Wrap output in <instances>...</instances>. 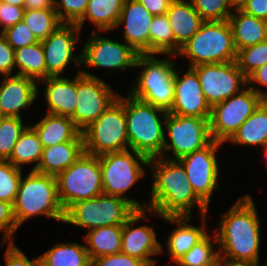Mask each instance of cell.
I'll return each mask as SVG.
<instances>
[{
  "label": "cell",
  "instance_id": "46",
  "mask_svg": "<svg viewBox=\"0 0 267 266\" xmlns=\"http://www.w3.org/2000/svg\"><path fill=\"white\" fill-rule=\"evenodd\" d=\"M15 66V50L0 34V74L10 76Z\"/></svg>",
  "mask_w": 267,
  "mask_h": 266
},
{
  "label": "cell",
  "instance_id": "53",
  "mask_svg": "<svg viewBox=\"0 0 267 266\" xmlns=\"http://www.w3.org/2000/svg\"><path fill=\"white\" fill-rule=\"evenodd\" d=\"M223 260L221 259L220 255H218L212 262L203 263L196 266H223Z\"/></svg>",
  "mask_w": 267,
  "mask_h": 266
},
{
  "label": "cell",
  "instance_id": "14",
  "mask_svg": "<svg viewBox=\"0 0 267 266\" xmlns=\"http://www.w3.org/2000/svg\"><path fill=\"white\" fill-rule=\"evenodd\" d=\"M192 68L199 77L202 91L211 108L239 93L247 85V78L236 61L201 64Z\"/></svg>",
  "mask_w": 267,
  "mask_h": 266
},
{
  "label": "cell",
  "instance_id": "28",
  "mask_svg": "<svg viewBox=\"0 0 267 266\" xmlns=\"http://www.w3.org/2000/svg\"><path fill=\"white\" fill-rule=\"evenodd\" d=\"M125 0H89L86 13L76 23L82 29L86 20L97 27L98 31L115 29L120 19Z\"/></svg>",
  "mask_w": 267,
  "mask_h": 266
},
{
  "label": "cell",
  "instance_id": "42",
  "mask_svg": "<svg viewBox=\"0 0 267 266\" xmlns=\"http://www.w3.org/2000/svg\"><path fill=\"white\" fill-rule=\"evenodd\" d=\"M1 34L14 50L39 42L23 21L17 22L13 27L7 28Z\"/></svg>",
  "mask_w": 267,
  "mask_h": 266
},
{
  "label": "cell",
  "instance_id": "50",
  "mask_svg": "<svg viewBox=\"0 0 267 266\" xmlns=\"http://www.w3.org/2000/svg\"><path fill=\"white\" fill-rule=\"evenodd\" d=\"M253 83H258L267 87V63L255 70L248 78L247 84L252 85ZM265 99H267V91L265 92Z\"/></svg>",
  "mask_w": 267,
  "mask_h": 266
},
{
  "label": "cell",
  "instance_id": "9",
  "mask_svg": "<svg viewBox=\"0 0 267 266\" xmlns=\"http://www.w3.org/2000/svg\"><path fill=\"white\" fill-rule=\"evenodd\" d=\"M85 152L102 155L128 150L124 96L119 95L105 112L82 131Z\"/></svg>",
  "mask_w": 267,
  "mask_h": 266
},
{
  "label": "cell",
  "instance_id": "57",
  "mask_svg": "<svg viewBox=\"0 0 267 266\" xmlns=\"http://www.w3.org/2000/svg\"><path fill=\"white\" fill-rule=\"evenodd\" d=\"M263 149H265L264 151V155H265V157L267 158V146H265ZM267 160V159H266Z\"/></svg>",
  "mask_w": 267,
  "mask_h": 266
},
{
  "label": "cell",
  "instance_id": "24",
  "mask_svg": "<svg viewBox=\"0 0 267 266\" xmlns=\"http://www.w3.org/2000/svg\"><path fill=\"white\" fill-rule=\"evenodd\" d=\"M45 83L43 96L47 102V113L71 117L76 109L77 92L76 77L69 78L48 77L40 80Z\"/></svg>",
  "mask_w": 267,
  "mask_h": 266
},
{
  "label": "cell",
  "instance_id": "47",
  "mask_svg": "<svg viewBox=\"0 0 267 266\" xmlns=\"http://www.w3.org/2000/svg\"><path fill=\"white\" fill-rule=\"evenodd\" d=\"M5 259L6 266H40L39 256L36 259L29 260L14 242H9Z\"/></svg>",
  "mask_w": 267,
  "mask_h": 266
},
{
  "label": "cell",
  "instance_id": "51",
  "mask_svg": "<svg viewBox=\"0 0 267 266\" xmlns=\"http://www.w3.org/2000/svg\"><path fill=\"white\" fill-rule=\"evenodd\" d=\"M25 9H47L55 7V0H25Z\"/></svg>",
  "mask_w": 267,
  "mask_h": 266
},
{
  "label": "cell",
  "instance_id": "32",
  "mask_svg": "<svg viewBox=\"0 0 267 266\" xmlns=\"http://www.w3.org/2000/svg\"><path fill=\"white\" fill-rule=\"evenodd\" d=\"M43 149L37 132L30 125L20 135L7 161L20 169H22V164L35 163L36 166L32 167V170H35L38 167Z\"/></svg>",
  "mask_w": 267,
  "mask_h": 266
},
{
  "label": "cell",
  "instance_id": "54",
  "mask_svg": "<svg viewBox=\"0 0 267 266\" xmlns=\"http://www.w3.org/2000/svg\"><path fill=\"white\" fill-rule=\"evenodd\" d=\"M247 0H229L232 10L241 9V7L246 3Z\"/></svg>",
  "mask_w": 267,
  "mask_h": 266
},
{
  "label": "cell",
  "instance_id": "7",
  "mask_svg": "<svg viewBox=\"0 0 267 266\" xmlns=\"http://www.w3.org/2000/svg\"><path fill=\"white\" fill-rule=\"evenodd\" d=\"M148 163V157L132 149L99 155L103 194L124 198L136 210L146 209V205L123 194L144 176L143 167Z\"/></svg>",
  "mask_w": 267,
  "mask_h": 266
},
{
  "label": "cell",
  "instance_id": "40",
  "mask_svg": "<svg viewBox=\"0 0 267 266\" xmlns=\"http://www.w3.org/2000/svg\"><path fill=\"white\" fill-rule=\"evenodd\" d=\"M189 1L204 21H225L232 14L229 0Z\"/></svg>",
  "mask_w": 267,
  "mask_h": 266
},
{
  "label": "cell",
  "instance_id": "30",
  "mask_svg": "<svg viewBox=\"0 0 267 266\" xmlns=\"http://www.w3.org/2000/svg\"><path fill=\"white\" fill-rule=\"evenodd\" d=\"M123 225L98 227L89 230L84 241L90 259L121 252Z\"/></svg>",
  "mask_w": 267,
  "mask_h": 266
},
{
  "label": "cell",
  "instance_id": "19",
  "mask_svg": "<svg viewBox=\"0 0 267 266\" xmlns=\"http://www.w3.org/2000/svg\"><path fill=\"white\" fill-rule=\"evenodd\" d=\"M174 115L210 118L208 104L196 71L189 67L182 77L175 70L174 103L168 112Z\"/></svg>",
  "mask_w": 267,
  "mask_h": 266
},
{
  "label": "cell",
  "instance_id": "13",
  "mask_svg": "<svg viewBox=\"0 0 267 266\" xmlns=\"http://www.w3.org/2000/svg\"><path fill=\"white\" fill-rule=\"evenodd\" d=\"M209 119L167 113L163 123L171 143L167 142L165 134L161 157L166 158V152L170 153L171 151L174 160H179L183 156L207 146L212 141Z\"/></svg>",
  "mask_w": 267,
  "mask_h": 266
},
{
  "label": "cell",
  "instance_id": "31",
  "mask_svg": "<svg viewBox=\"0 0 267 266\" xmlns=\"http://www.w3.org/2000/svg\"><path fill=\"white\" fill-rule=\"evenodd\" d=\"M42 266H88L91 259L85 245L60 243L39 256Z\"/></svg>",
  "mask_w": 267,
  "mask_h": 266
},
{
  "label": "cell",
  "instance_id": "33",
  "mask_svg": "<svg viewBox=\"0 0 267 266\" xmlns=\"http://www.w3.org/2000/svg\"><path fill=\"white\" fill-rule=\"evenodd\" d=\"M15 65L20 70L17 75L40 82L46 79V65L41 42L15 50Z\"/></svg>",
  "mask_w": 267,
  "mask_h": 266
},
{
  "label": "cell",
  "instance_id": "6",
  "mask_svg": "<svg viewBox=\"0 0 267 266\" xmlns=\"http://www.w3.org/2000/svg\"><path fill=\"white\" fill-rule=\"evenodd\" d=\"M177 55L189 57L191 68L236 61L237 49L228 20L204 21L200 29L180 47Z\"/></svg>",
  "mask_w": 267,
  "mask_h": 266
},
{
  "label": "cell",
  "instance_id": "4",
  "mask_svg": "<svg viewBox=\"0 0 267 266\" xmlns=\"http://www.w3.org/2000/svg\"><path fill=\"white\" fill-rule=\"evenodd\" d=\"M12 206L18 227L36 215L64 222L65 211L58 198L56 177L51 174L31 170L22 177Z\"/></svg>",
  "mask_w": 267,
  "mask_h": 266
},
{
  "label": "cell",
  "instance_id": "11",
  "mask_svg": "<svg viewBox=\"0 0 267 266\" xmlns=\"http://www.w3.org/2000/svg\"><path fill=\"white\" fill-rule=\"evenodd\" d=\"M211 108L209 119L212 140L224 143L265 100V91L249 86Z\"/></svg>",
  "mask_w": 267,
  "mask_h": 266
},
{
  "label": "cell",
  "instance_id": "29",
  "mask_svg": "<svg viewBox=\"0 0 267 266\" xmlns=\"http://www.w3.org/2000/svg\"><path fill=\"white\" fill-rule=\"evenodd\" d=\"M228 141L240 145L267 146V99L241 124Z\"/></svg>",
  "mask_w": 267,
  "mask_h": 266
},
{
  "label": "cell",
  "instance_id": "39",
  "mask_svg": "<svg viewBox=\"0 0 267 266\" xmlns=\"http://www.w3.org/2000/svg\"><path fill=\"white\" fill-rule=\"evenodd\" d=\"M209 233L197 244H195L177 263V266H196L203 263L212 262L219 251L214 250Z\"/></svg>",
  "mask_w": 267,
  "mask_h": 266
},
{
  "label": "cell",
  "instance_id": "16",
  "mask_svg": "<svg viewBox=\"0 0 267 266\" xmlns=\"http://www.w3.org/2000/svg\"><path fill=\"white\" fill-rule=\"evenodd\" d=\"M91 33L81 53V64L95 68L125 70L135 67L137 53L130 45Z\"/></svg>",
  "mask_w": 267,
  "mask_h": 266
},
{
  "label": "cell",
  "instance_id": "3",
  "mask_svg": "<svg viewBox=\"0 0 267 266\" xmlns=\"http://www.w3.org/2000/svg\"><path fill=\"white\" fill-rule=\"evenodd\" d=\"M127 94L124 97V109L129 149L149 159L161 156L165 143V126L162 122L166 120L168 112ZM159 113L162 115L158 116Z\"/></svg>",
  "mask_w": 267,
  "mask_h": 266
},
{
  "label": "cell",
  "instance_id": "44",
  "mask_svg": "<svg viewBox=\"0 0 267 266\" xmlns=\"http://www.w3.org/2000/svg\"><path fill=\"white\" fill-rule=\"evenodd\" d=\"M91 263L93 266H147L140 259L121 252L91 259Z\"/></svg>",
  "mask_w": 267,
  "mask_h": 266
},
{
  "label": "cell",
  "instance_id": "34",
  "mask_svg": "<svg viewBox=\"0 0 267 266\" xmlns=\"http://www.w3.org/2000/svg\"><path fill=\"white\" fill-rule=\"evenodd\" d=\"M22 21L34 33L39 42L44 41L63 24L55 8L25 9Z\"/></svg>",
  "mask_w": 267,
  "mask_h": 266
},
{
  "label": "cell",
  "instance_id": "36",
  "mask_svg": "<svg viewBox=\"0 0 267 266\" xmlns=\"http://www.w3.org/2000/svg\"><path fill=\"white\" fill-rule=\"evenodd\" d=\"M21 117H4L0 121V160L7 161L13 148L26 129Z\"/></svg>",
  "mask_w": 267,
  "mask_h": 266
},
{
  "label": "cell",
  "instance_id": "21",
  "mask_svg": "<svg viewBox=\"0 0 267 266\" xmlns=\"http://www.w3.org/2000/svg\"><path fill=\"white\" fill-rule=\"evenodd\" d=\"M35 80L21 76H5L0 85V112L4 117H21V109H27L38 95Z\"/></svg>",
  "mask_w": 267,
  "mask_h": 266
},
{
  "label": "cell",
  "instance_id": "18",
  "mask_svg": "<svg viewBox=\"0 0 267 266\" xmlns=\"http://www.w3.org/2000/svg\"><path fill=\"white\" fill-rule=\"evenodd\" d=\"M147 209L136 210L123 224L121 253L135 257L143 261L147 266H154L156 260L151 256L163 253V248L157 241L156 232L153 227L142 225L132 228L134 223L143 219H148Z\"/></svg>",
  "mask_w": 267,
  "mask_h": 266
},
{
  "label": "cell",
  "instance_id": "52",
  "mask_svg": "<svg viewBox=\"0 0 267 266\" xmlns=\"http://www.w3.org/2000/svg\"><path fill=\"white\" fill-rule=\"evenodd\" d=\"M223 266H259V263L224 261Z\"/></svg>",
  "mask_w": 267,
  "mask_h": 266
},
{
  "label": "cell",
  "instance_id": "58",
  "mask_svg": "<svg viewBox=\"0 0 267 266\" xmlns=\"http://www.w3.org/2000/svg\"><path fill=\"white\" fill-rule=\"evenodd\" d=\"M4 118L3 114L0 112V121Z\"/></svg>",
  "mask_w": 267,
  "mask_h": 266
},
{
  "label": "cell",
  "instance_id": "12",
  "mask_svg": "<svg viewBox=\"0 0 267 266\" xmlns=\"http://www.w3.org/2000/svg\"><path fill=\"white\" fill-rule=\"evenodd\" d=\"M76 92V109L70 118L81 132L97 120L119 96L102 79L83 70L76 74Z\"/></svg>",
  "mask_w": 267,
  "mask_h": 266
},
{
  "label": "cell",
  "instance_id": "48",
  "mask_svg": "<svg viewBox=\"0 0 267 266\" xmlns=\"http://www.w3.org/2000/svg\"><path fill=\"white\" fill-rule=\"evenodd\" d=\"M241 10L256 18L267 19V0H247Z\"/></svg>",
  "mask_w": 267,
  "mask_h": 266
},
{
  "label": "cell",
  "instance_id": "23",
  "mask_svg": "<svg viewBox=\"0 0 267 266\" xmlns=\"http://www.w3.org/2000/svg\"><path fill=\"white\" fill-rule=\"evenodd\" d=\"M190 218L188 216L162 217L165 222L177 225V228L170 233L166 246L170 258L175 263L208 234V231L205 230L206 214L202 215L201 228L188 224Z\"/></svg>",
  "mask_w": 267,
  "mask_h": 266
},
{
  "label": "cell",
  "instance_id": "17",
  "mask_svg": "<svg viewBox=\"0 0 267 266\" xmlns=\"http://www.w3.org/2000/svg\"><path fill=\"white\" fill-rule=\"evenodd\" d=\"M76 23H63L44 41H41L46 65V78L58 77L71 61L81 67V54L74 55L75 45L80 34Z\"/></svg>",
  "mask_w": 267,
  "mask_h": 266
},
{
  "label": "cell",
  "instance_id": "27",
  "mask_svg": "<svg viewBox=\"0 0 267 266\" xmlns=\"http://www.w3.org/2000/svg\"><path fill=\"white\" fill-rule=\"evenodd\" d=\"M228 22L232 30L235 47L238 50L265 41V21L235 9Z\"/></svg>",
  "mask_w": 267,
  "mask_h": 266
},
{
  "label": "cell",
  "instance_id": "8",
  "mask_svg": "<svg viewBox=\"0 0 267 266\" xmlns=\"http://www.w3.org/2000/svg\"><path fill=\"white\" fill-rule=\"evenodd\" d=\"M55 177L58 198L64 211L75 202L103 194L99 156L84 152L72 165Z\"/></svg>",
  "mask_w": 267,
  "mask_h": 266
},
{
  "label": "cell",
  "instance_id": "22",
  "mask_svg": "<svg viewBox=\"0 0 267 266\" xmlns=\"http://www.w3.org/2000/svg\"><path fill=\"white\" fill-rule=\"evenodd\" d=\"M174 35V55L201 27L204 20L189 0H174L166 13Z\"/></svg>",
  "mask_w": 267,
  "mask_h": 266
},
{
  "label": "cell",
  "instance_id": "1",
  "mask_svg": "<svg viewBox=\"0 0 267 266\" xmlns=\"http://www.w3.org/2000/svg\"><path fill=\"white\" fill-rule=\"evenodd\" d=\"M153 173L149 212L159 217H191L194 206L199 207L202 215L207 214L208 206L196 195L187 174L178 160L161 156L149 159Z\"/></svg>",
  "mask_w": 267,
  "mask_h": 266
},
{
  "label": "cell",
  "instance_id": "43",
  "mask_svg": "<svg viewBox=\"0 0 267 266\" xmlns=\"http://www.w3.org/2000/svg\"><path fill=\"white\" fill-rule=\"evenodd\" d=\"M18 229L17 223L13 214V206L8 202L0 200V232H3V241L2 245L9 240V242H13L16 238L12 239L14 232Z\"/></svg>",
  "mask_w": 267,
  "mask_h": 266
},
{
  "label": "cell",
  "instance_id": "20",
  "mask_svg": "<svg viewBox=\"0 0 267 266\" xmlns=\"http://www.w3.org/2000/svg\"><path fill=\"white\" fill-rule=\"evenodd\" d=\"M154 15L147 11L138 0H125L117 24H125V43L139 54H149V28Z\"/></svg>",
  "mask_w": 267,
  "mask_h": 266
},
{
  "label": "cell",
  "instance_id": "10",
  "mask_svg": "<svg viewBox=\"0 0 267 266\" xmlns=\"http://www.w3.org/2000/svg\"><path fill=\"white\" fill-rule=\"evenodd\" d=\"M135 211L126 199L102 194L72 204L65 211L64 222L89 231L98 227L123 225Z\"/></svg>",
  "mask_w": 267,
  "mask_h": 266
},
{
  "label": "cell",
  "instance_id": "2",
  "mask_svg": "<svg viewBox=\"0 0 267 266\" xmlns=\"http://www.w3.org/2000/svg\"><path fill=\"white\" fill-rule=\"evenodd\" d=\"M218 229L213 241L223 261L259 263L260 220L250 195L240 197L222 215Z\"/></svg>",
  "mask_w": 267,
  "mask_h": 266
},
{
  "label": "cell",
  "instance_id": "41",
  "mask_svg": "<svg viewBox=\"0 0 267 266\" xmlns=\"http://www.w3.org/2000/svg\"><path fill=\"white\" fill-rule=\"evenodd\" d=\"M89 0H55V10L63 23H77L86 13Z\"/></svg>",
  "mask_w": 267,
  "mask_h": 266
},
{
  "label": "cell",
  "instance_id": "49",
  "mask_svg": "<svg viewBox=\"0 0 267 266\" xmlns=\"http://www.w3.org/2000/svg\"><path fill=\"white\" fill-rule=\"evenodd\" d=\"M152 15L166 14L174 0H138Z\"/></svg>",
  "mask_w": 267,
  "mask_h": 266
},
{
  "label": "cell",
  "instance_id": "26",
  "mask_svg": "<svg viewBox=\"0 0 267 266\" xmlns=\"http://www.w3.org/2000/svg\"><path fill=\"white\" fill-rule=\"evenodd\" d=\"M85 152L83 140H71L43 149L36 172L56 176Z\"/></svg>",
  "mask_w": 267,
  "mask_h": 266
},
{
  "label": "cell",
  "instance_id": "38",
  "mask_svg": "<svg viewBox=\"0 0 267 266\" xmlns=\"http://www.w3.org/2000/svg\"><path fill=\"white\" fill-rule=\"evenodd\" d=\"M21 170L9 161L0 160V200L13 205L22 178Z\"/></svg>",
  "mask_w": 267,
  "mask_h": 266
},
{
  "label": "cell",
  "instance_id": "55",
  "mask_svg": "<svg viewBox=\"0 0 267 266\" xmlns=\"http://www.w3.org/2000/svg\"><path fill=\"white\" fill-rule=\"evenodd\" d=\"M0 1L18 7H24L25 5V0H0Z\"/></svg>",
  "mask_w": 267,
  "mask_h": 266
},
{
  "label": "cell",
  "instance_id": "45",
  "mask_svg": "<svg viewBox=\"0 0 267 266\" xmlns=\"http://www.w3.org/2000/svg\"><path fill=\"white\" fill-rule=\"evenodd\" d=\"M24 11L25 7H18L0 1V26L3 27L1 33L22 21Z\"/></svg>",
  "mask_w": 267,
  "mask_h": 266
},
{
  "label": "cell",
  "instance_id": "56",
  "mask_svg": "<svg viewBox=\"0 0 267 266\" xmlns=\"http://www.w3.org/2000/svg\"><path fill=\"white\" fill-rule=\"evenodd\" d=\"M265 21V41H267V19Z\"/></svg>",
  "mask_w": 267,
  "mask_h": 266
},
{
  "label": "cell",
  "instance_id": "37",
  "mask_svg": "<svg viewBox=\"0 0 267 266\" xmlns=\"http://www.w3.org/2000/svg\"><path fill=\"white\" fill-rule=\"evenodd\" d=\"M236 63L248 78L255 70L267 63V41L238 50Z\"/></svg>",
  "mask_w": 267,
  "mask_h": 266
},
{
  "label": "cell",
  "instance_id": "35",
  "mask_svg": "<svg viewBox=\"0 0 267 266\" xmlns=\"http://www.w3.org/2000/svg\"><path fill=\"white\" fill-rule=\"evenodd\" d=\"M149 54L174 55V35L166 14L154 16L149 28Z\"/></svg>",
  "mask_w": 267,
  "mask_h": 266
},
{
  "label": "cell",
  "instance_id": "5",
  "mask_svg": "<svg viewBox=\"0 0 267 266\" xmlns=\"http://www.w3.org/2000/svg\"><path fill=\"white\" fill-rule=\"evenodd\" d=\"M154 55L138 54L135 67L143 69L128 93L169 112L174 103L175 64L168 59L155 58Z\"/></svg>",
  "mask_w": 267,
  "mask_h": 266
},
{
  "label": "cell",
  "instance_id": "25",
  "mask_svg": "<svg viewBox=\"0 0 267 266\" xmlns=\"http://www.w3.org/2000/svg\"><path fill=\"white\" fill-rule=\"evenodd\" d=\"M32 127L37 132L43 148L71 140H83L82 132L76 127L73 120L67 116L46 113Z\"/></svg>",
  "mask_w": 267,
  "mask_h": 266
},
{
  "label": "cell",
  "instance_id": "15",
  "mask_svg": "<svg viewBox=\"0 0 267 266\" xmlns=\"http://www.w3.org/2000/svg\"><path fill=\"white\" fill-rule=\"evenodd\" d=\"M222 144L212 140L204 148L185 155L178 160L187 174V179L193 191L207 206L211 202L210 198L213 190L218 188L219 167L216 151Z\"/></svg>",
  "mask_w": 267,
  "mask_h": 266
}]
</instances>
